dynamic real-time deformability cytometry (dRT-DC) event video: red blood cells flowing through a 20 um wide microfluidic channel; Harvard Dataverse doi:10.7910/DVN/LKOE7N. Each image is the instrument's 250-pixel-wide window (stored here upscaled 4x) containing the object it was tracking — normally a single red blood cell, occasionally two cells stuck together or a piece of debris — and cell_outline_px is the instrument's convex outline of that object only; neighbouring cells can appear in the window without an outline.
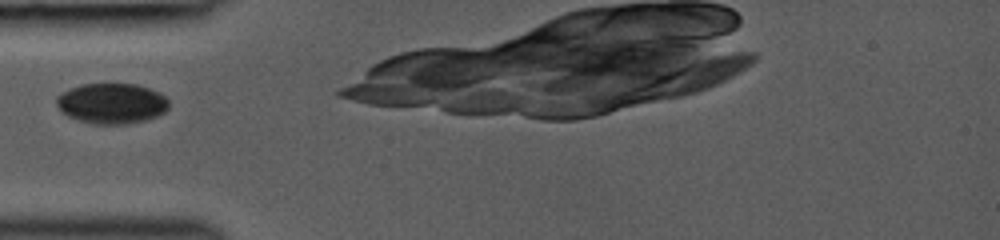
{"species": "common noctule bat (a hibernating species)", "species_latin": "Nyctalus noctula", "temperature_condition": "room temperature", "stored_images_in_passage": 33, "camera_frame_rate_fps": 3000, "um_per_image_px": 0.085, "animal": {"sex": "female", "body_mass_g": 19.0, "forearm_length_mm": 53.3}, "frame": {"image": 1, "passage_image": 1, "time_ms": 0.0, "image_size_px": [1000, 240], "cell_outline_px": [[168, 108], [164, 112], [148, 120], [128, 124], [92, 124], [68, 116], [60, 112], [56, 104], [56, 96], [80, 84], [136, 84], [160, 92], [168, 100]], "centroid_in_image_um": [9.49, 8.8], "position_along_channel_um": 75.5, "area_um2": 26.59}}